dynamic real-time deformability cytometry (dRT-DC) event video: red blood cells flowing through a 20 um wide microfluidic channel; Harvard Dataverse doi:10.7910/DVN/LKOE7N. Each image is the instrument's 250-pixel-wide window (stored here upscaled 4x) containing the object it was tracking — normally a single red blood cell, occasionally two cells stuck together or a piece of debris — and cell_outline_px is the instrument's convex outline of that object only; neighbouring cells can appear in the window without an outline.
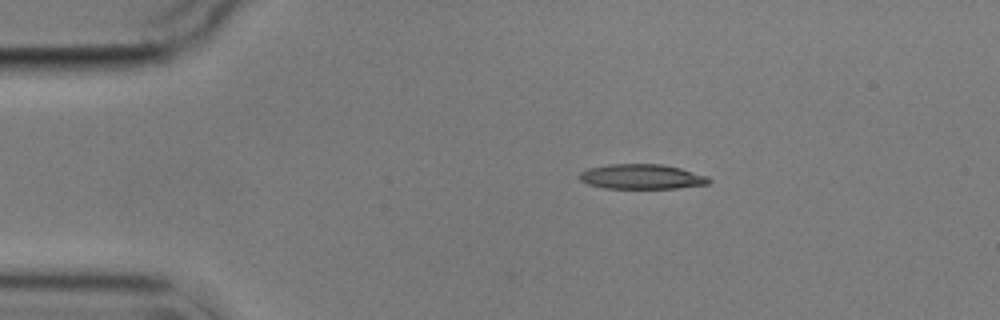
{"species": "common noctule bat (a hibernating species)", "species_latin": "Nyctalus noctula", "temperature_condition": "cold", "stored_images_in_passage": 9, "camera_frame_rate_fps": 3000, "um_per_image_px": 0.085, "animal": {"sex": "male", "body_mass_g": 17.9}, "frame": {"image": 1, "passage_image": 1, "time_ms": 0.0, "image_size_px": [1000, 320], "cell_outline_px": [[712, 180], [708, 184], [676, 188], [604, 188], [588, 184], [580, 180], [576, 176], [580, 172], [588, 168], [608, 164], [664, 164], [680, 168], [708, 176]], "centroid_in_image_um": [54.52, 15.01], "position_along_channel_um": 30.5, "area_um2": 18.9}}
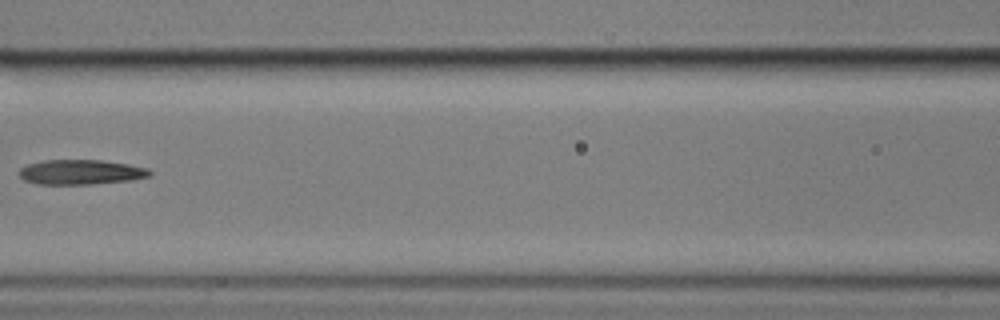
{"frame": {"image": 2, "passage_image": 5, "time_ms": 5.0, "image_size_px": [1000, 320], "cell_outline_px": [[152, 176], [132, 180], [92, 184], [36, 184], [24, 180], [20, 176], [20, 168], [28, 164], [44, 160], [100, 160], [128, 164], [148, 168], [152, 172]], "centroid_in_image_um": [6.9, 14.63], "position_along_channel_um": 159.7, "area_um2": 18.96}}
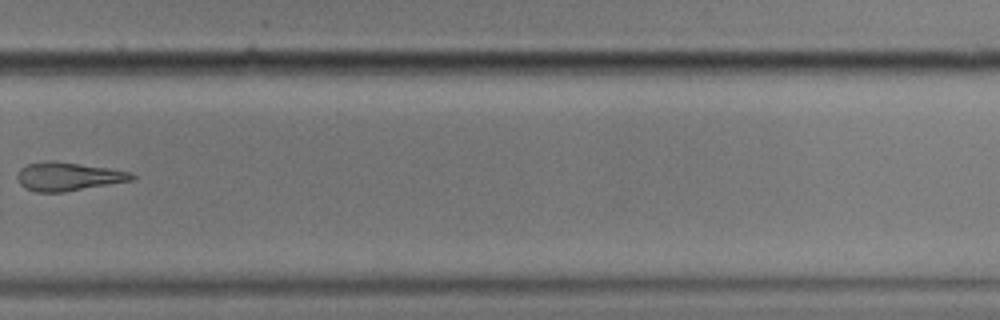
{"frame": {"image": 3, "passage_image": 9, "time_ms": 9.667, "image_size_px": [1000, 320], "cell_outline_px": [[136, 180], [64, 192], [36, 192], [24, 188], [16, 180], [16, 176], [20, 168], [28, 164], [44, 160], [52, 160], [108, 168], [132, 172], [136, 176]], "centroid_in_image_um": [5.79, 15.0], "position_along_channel_um": 324.0, "area_um2": 19.31}}